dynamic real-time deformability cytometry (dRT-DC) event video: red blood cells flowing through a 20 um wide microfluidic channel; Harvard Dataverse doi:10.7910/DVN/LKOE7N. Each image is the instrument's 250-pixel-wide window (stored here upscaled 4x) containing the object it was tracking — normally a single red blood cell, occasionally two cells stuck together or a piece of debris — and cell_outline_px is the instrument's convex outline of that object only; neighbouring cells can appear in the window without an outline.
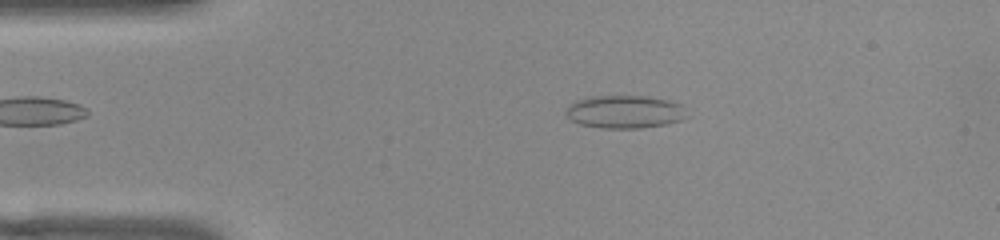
{"species": "common noctule bat (a hibernating species)", "species_latin": "Nyctalus noctula", "temperature_condition": "warm", "stored_images_in_passage": 45, "camera_frame_rate_fps": 3000, "um_per_image_px": 0.085, "animal": {"sex": "female", "body_mass_g": 22.0, "forearm_length_mm": 56.7}, "frame": {"image": 1, "passage_image": 2, "time_ms": 0.333, "image_size_px": [1000, 240], "cell_outline_px": [[692, 116], [680, 120], [664, 124], [640, 128], [604, 128], [580, 124], [572, 120], [564, 112], [568, 104], [576, 100], [588, 96], [644, 96], [668, 100], [680, 104]], "centroid_in_image_um": [53.11, 9.49], "position_along_channel_um": 31.9, "area_um2": 23.35}}
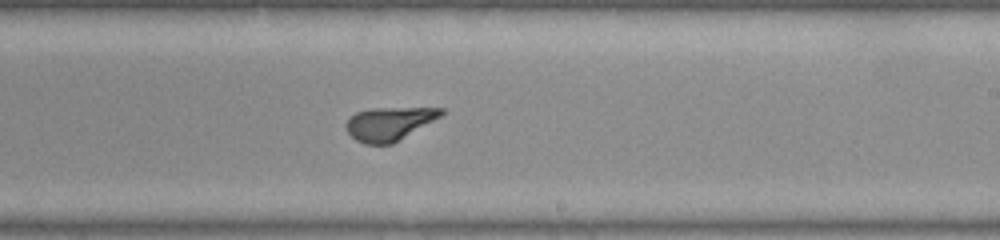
{"frame": {"image": 2, "passage_image": 23, "time_ms": 7.333, "image_size_px": [1000, 240], "cell_outline_px": [[444, 112], [440, 116], [392, 144], [364, 144], [356, 140], [348, 132], [344, 124], [356, 112], [372, 108], [444, 108]], "centroid_in_image_um": [33.05, 10.51], "position_along_channel_um": 256.0, "area_um2": 18.15}}
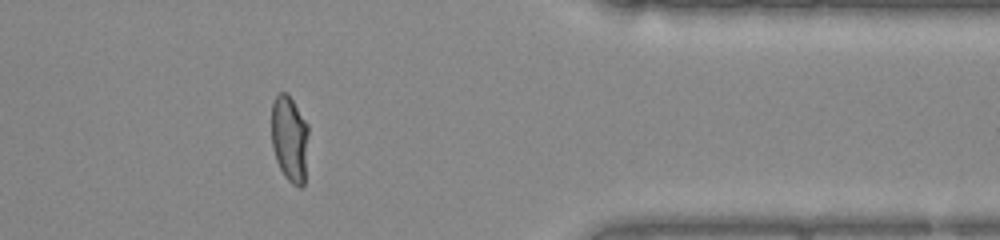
{"frame": {"image": 3, "passage_image": 35, "time_ms": 11.333, "image_size_px": [1000, 240], "cell_outline_px": [[308, 132], [304, 184], [300, 188], [292, 184], [284, 176], [276, 160], [272, 144], [272, 104], [276, 96], [280, 92], [288, 92], [308, 124]], "centroid_in_image_um": [24.62, 11.77], "position_along_channel_um": 386.8, "area_um2": 18.67}}